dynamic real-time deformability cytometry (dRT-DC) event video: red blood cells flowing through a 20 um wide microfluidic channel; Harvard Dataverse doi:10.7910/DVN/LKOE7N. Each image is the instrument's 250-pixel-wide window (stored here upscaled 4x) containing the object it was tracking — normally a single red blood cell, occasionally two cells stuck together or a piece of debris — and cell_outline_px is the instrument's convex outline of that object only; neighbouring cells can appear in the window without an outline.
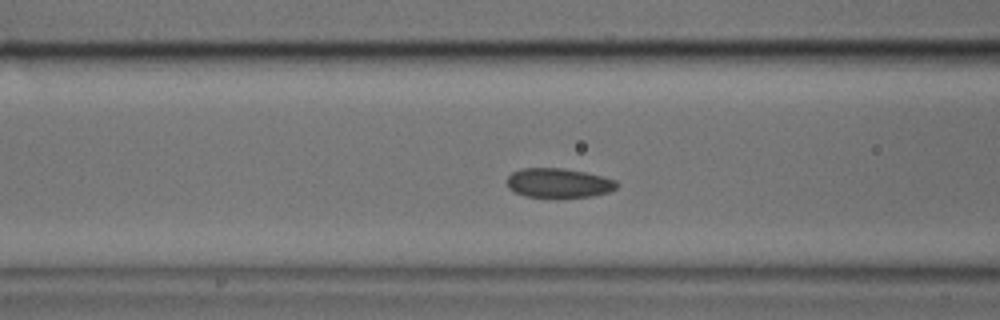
{"species": "common noctule bat (a hibernating species)", "species_latin": "Nyctalus noctula", "temperature_condition": "cold", "stored_images_in_passage": 42, "camera_frame_rate_fps": 3000, "um_per_image_px": 0.085, "animal": {"sex": "male", "body_mass_g": 17.9, "forearm_length_mm": 54.2}, "frame": {"image": 1, "passage_image": 10, "time_ms": 3.0, "image_size_px": [1000, 320], "cell_outline_px": [[620, 184], [616, 188], [608, 192], [592, 196], [556, 200], [524, 196], [508, 188], [508, 176], [512, 172], [520, 168], [564, 168], [584, 172], [616, 180]], "centroid_in_image_um": [47.47, 15.59], "position_along_channel_um": 119.1, "area_um2": 19.48}}
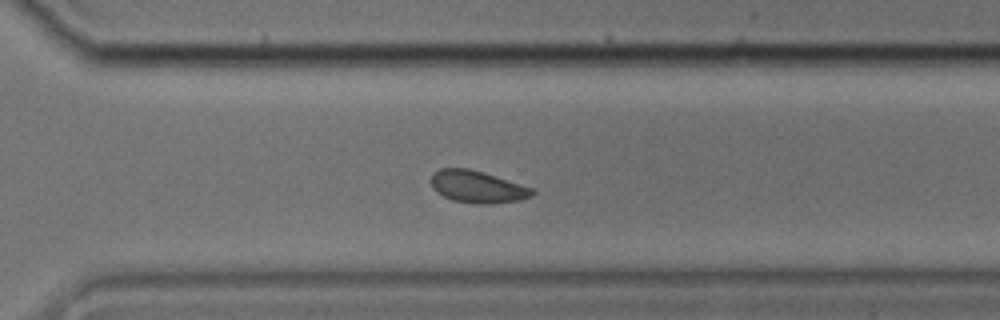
{"frame": {"image": 2, "passage_image": 26, "time_ms": 8.333, "image_size_px": [1000, 320], "cell_outline_px": [[536, 192], [532, 196], [520, 200], [488, 204], [476, 204], [452, 200], [436, 192], [432, 188], [432, 172], [440, 168], [468, 168], [484, 172], [532, 188]], "centroid_in_image_um": [40.56, 15.87], "position_along_channel_um": 330.0, "area_um2": 18.96}}
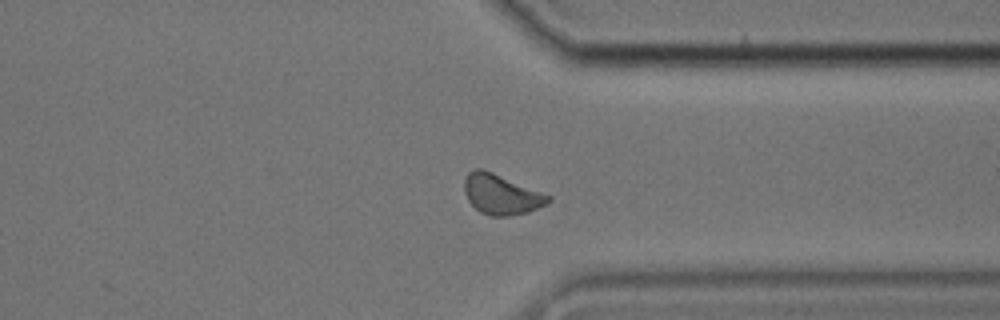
{"frame": {"image": 3, "passage_image": 29, "time_ms": 9.333, "image_size_px": [1000, 320], "cell_outline_px": [[552, 200], [548, 204], [528, 212], [504, 216], [492, 216], [480, 212], [468, 200], [464, 192], [464, 180], [468, 172], [476, 168], [480, 168], [492, 172], [552, 196]], "centroid_in_image_um": [42.61, 16.52], "position_along_channel_um": 368.8, "area_um2": 19.54}}